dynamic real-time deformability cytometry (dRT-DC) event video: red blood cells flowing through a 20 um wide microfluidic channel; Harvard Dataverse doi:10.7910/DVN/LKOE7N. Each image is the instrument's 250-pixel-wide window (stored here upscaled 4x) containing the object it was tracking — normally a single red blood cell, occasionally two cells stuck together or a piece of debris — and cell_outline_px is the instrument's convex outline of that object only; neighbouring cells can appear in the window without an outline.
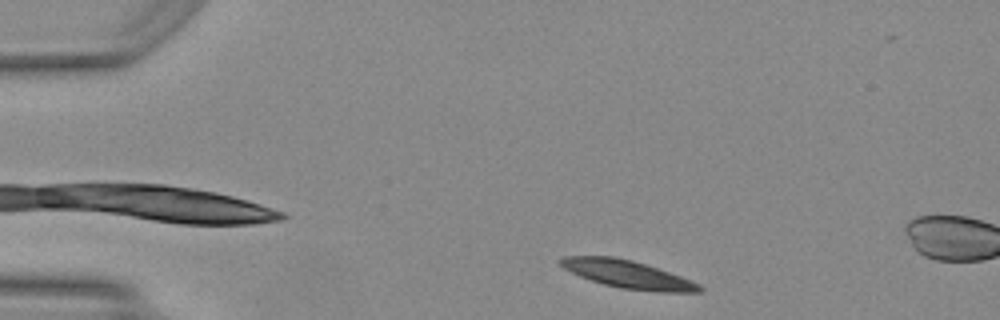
{"species": "Egyptian fruit bat (a non-hibernating species)", "species_latin": "Rousettus aegyptiacus", "temperature_condition": "warm", "stored_images_in_passage": 5, "camera_frame_rate_fps": 3000, "um_per_image_px": 0.085, "animal": {"sex": "female"}, "frame": {"image": 1, "passage_image": 2, "time_ms": 0.333, "image_size_px": [1000, 320], "cell_outline_px": [[704, 288], [700, 292], [660, 292], [624, 288], [604, 284], [580, 276], [564, 268], [556, 260], [564, 256], [612, 256], [632, 260], [692, 280], [700, 284]], "centroid_in_image_um": [53.35, 23.31], "position_along_channel_um": 31.6, "area_um2": 22.2}}